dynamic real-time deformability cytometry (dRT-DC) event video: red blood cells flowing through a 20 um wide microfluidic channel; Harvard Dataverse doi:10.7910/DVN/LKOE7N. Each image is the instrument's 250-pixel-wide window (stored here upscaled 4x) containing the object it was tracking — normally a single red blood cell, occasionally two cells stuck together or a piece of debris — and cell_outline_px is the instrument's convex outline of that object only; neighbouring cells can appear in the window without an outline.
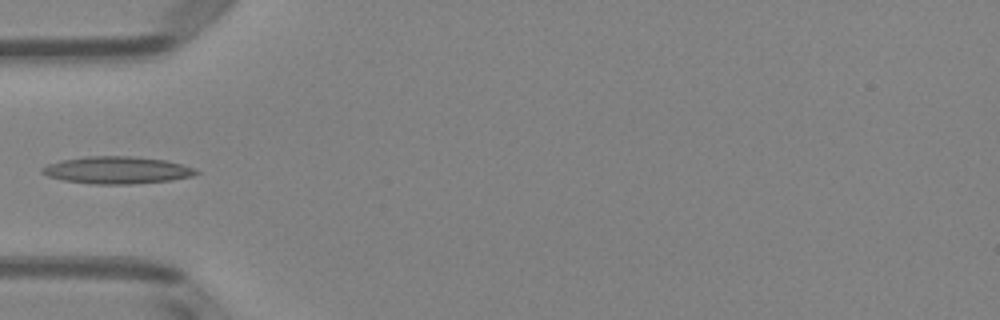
{"species": "Egyptian fruit bat (a non-hibernating species)", "species_latin": "Rousettus aegyptiacus", "temperature_condition": "room temperature", "stored_images_in_passage": 35, "camera_frame_rate_fps": 3000, "um_per_image_px": 0.085, "animal": {"sex": "female"}, "frame": {"image": 1, "passage_image": 1, "time_ms": 0.0, "image_size_px": [1000, 320], "cell_outline_px": [[200, 172], [192, 176], [172, 180], [132, 184], [92, 184], [64, 180], [48, 176], [40, 172], [40, 168], [48, 164], [60, 160], [88, 156], [132, 156], [168, 160], [184, 164], [196, 168]], "centroid_in_image_um": [9.98, 14.45], "position_along_channel_um": 75.0, "area_um2": 24.68}}
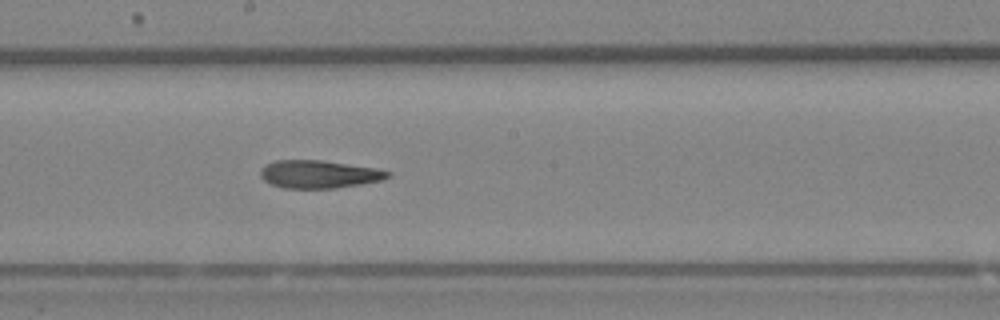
{"frame": {"image": 2, "passage_image": 12, "time_ms": 3.667, "image_size_px": [1000, 320], "cell_outline_px": [[392, 176], [380, 180], [360, 184], [336, 188], [284, 188], [272, 184], [264, 180], [260, 176], [260, 168], [264, 164], [276, 160], [320, 160], [376, 168], [392, 172]], "centroid_in_image_um": [27.09, 14.8], "position_along_channel_um": 221.1, "area_um2": 20.69}}
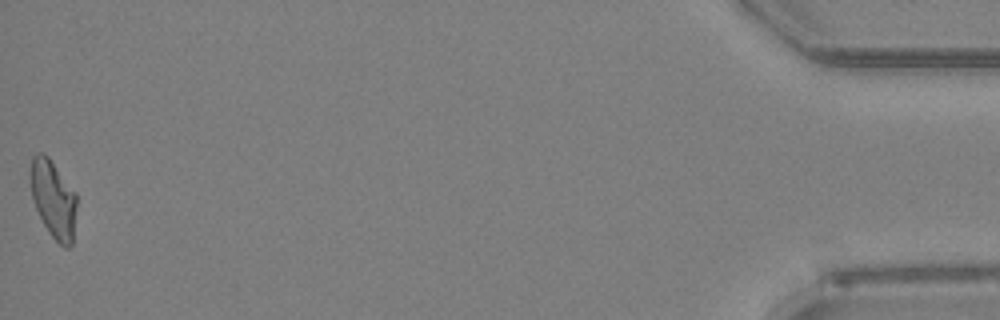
{"frame": {"image": 3, "passage_image": 35, "time_ms": 11.333, "image_size_px": [1000, 320], "cell_outline_px": [[76, 204], [72, 244], [68, 248], [64, 248], [48, 232], [32, 200], [28, 172], [32, 156], [36, 152], [44, 152], [48, 156], [76, 192]], "centroid_in_image_um": [4.5, 16.86], "position_along_channel_um": 430.7, "area_um2": 21.21}}